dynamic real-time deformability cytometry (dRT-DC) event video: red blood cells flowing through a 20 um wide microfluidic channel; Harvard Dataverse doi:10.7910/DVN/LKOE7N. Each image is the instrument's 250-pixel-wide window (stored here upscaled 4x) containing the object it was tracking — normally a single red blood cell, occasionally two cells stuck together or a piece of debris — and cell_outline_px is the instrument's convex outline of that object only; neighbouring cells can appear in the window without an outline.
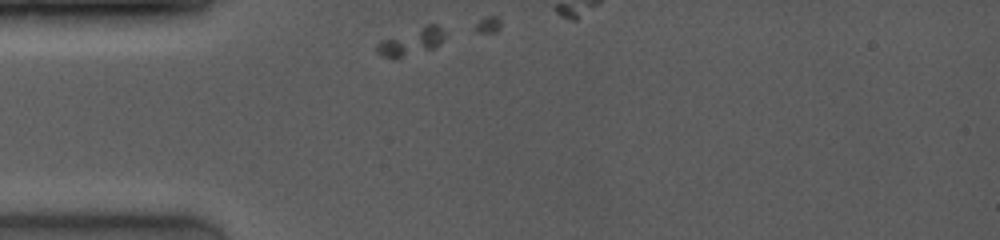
{"species": "common noctule bat (a hibernating species)", "species_latin": "Nyctalus noctula", "temperature_condition": "room temperature", "stored_images_in_passage": 9, "camera_frame_rate_fps": 4000, "um_per_image_px": 0.085, "animal": {"sex": "female", "body_mass_g": 19.0, "forearm_length_mm": 53.3}, "frame": {"image": 1, "passage_image": 1, "time_ms": 0.0, "image_size_px": [1000, 240], "cell_outline_px": [[444, 40], [436, 48], [400, 56], [380, 56], [376, 52], [376, 44], [380, 40], [428, 24], [436, 24], [444, 32]], "centroid_in_image_um": [34.97, 3.52], "position_along_channel_um": 50.0, "area_um2": 10.4}}